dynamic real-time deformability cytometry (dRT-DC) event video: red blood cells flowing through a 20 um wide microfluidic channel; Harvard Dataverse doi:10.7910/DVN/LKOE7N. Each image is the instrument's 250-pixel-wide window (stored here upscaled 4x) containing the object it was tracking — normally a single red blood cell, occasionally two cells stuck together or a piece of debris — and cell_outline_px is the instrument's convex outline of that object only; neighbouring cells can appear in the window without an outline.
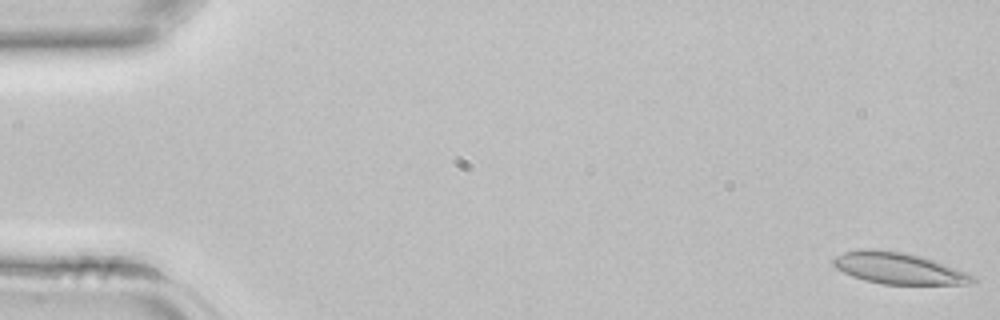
{"species": "common noctule bat (a hibernating species)", "species_latin": "Nyctalus noctula", "temperature_condition": "room temperature", "stored_images_in_passage": 42, "camera_frame_rate_fps": 3000, "um_per_image_px": 0.085, "animal": {"sex": "female", "body_mass_g": 22.7, "forearm_length_mm": 54.2}, "frame": {"image": 1, "passage_image": 1, "time_ms": 0.0, "image_size_px": [1000, 320], "cell_outline_px": [[976, 280], [968, 284], [884, 284], [864, 280], [852, 276], [836, 268], [832, 264], [832, 260], [836, 256], [844, 252], [860, 248], [880, 248], [904, 252], [920, 256], [968, 272], [976, 276]], "centroid_in_image_um": [76.35, 22.78], "position_along_channel_um": 8.6, "area_um2": 25.66}}
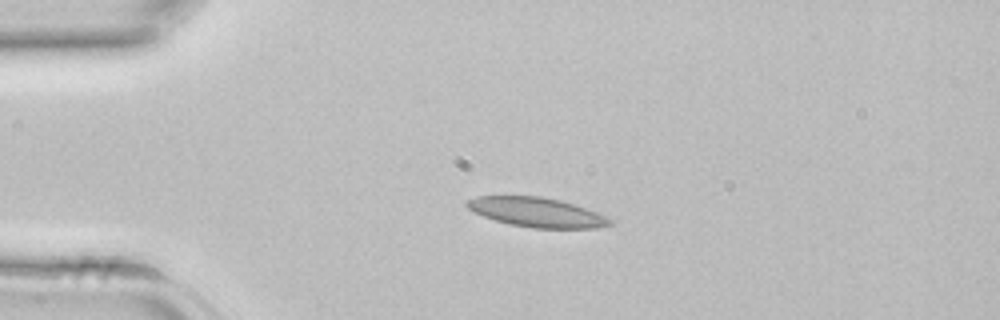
{"frame": {"image": 2, "passage_image": 10, "time_ms": 3.0, "image_size_px": [1000, 320], "cell_outline_px": [[616, 220], [612, 224], [596, 228], [532, 228], [508, 224], [484, 216], [468, 208], [464, 204], [468, 200], [476, 196], [540, 196], [560, 200], [596, 212]], "centroid_in_image_um": [45.65, 18.05], "position_along_channel_um": 39.4, "area_um2": 24.45}}
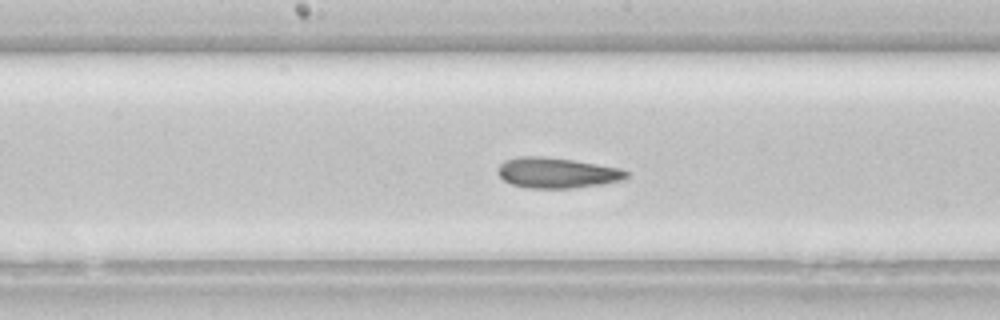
{"frame": {"image": 3, "passage_image": 22, "time_ms": 7.0, "image_size_px": [1000, 320], "cell_outline_px": [[628, 176], [624, 180], [600, 184], [572, 188], [528, 188], [512, 184], [504, 180], [496, 172], [496, 168], [504, 160], [516, 156], [544, 156], [572, 160], [620, 168], [628, 172]], "centroid_in_image_um": [47.29, 14.68], "position_along_channel_um": 200.9, "area_um2": 22.89}}